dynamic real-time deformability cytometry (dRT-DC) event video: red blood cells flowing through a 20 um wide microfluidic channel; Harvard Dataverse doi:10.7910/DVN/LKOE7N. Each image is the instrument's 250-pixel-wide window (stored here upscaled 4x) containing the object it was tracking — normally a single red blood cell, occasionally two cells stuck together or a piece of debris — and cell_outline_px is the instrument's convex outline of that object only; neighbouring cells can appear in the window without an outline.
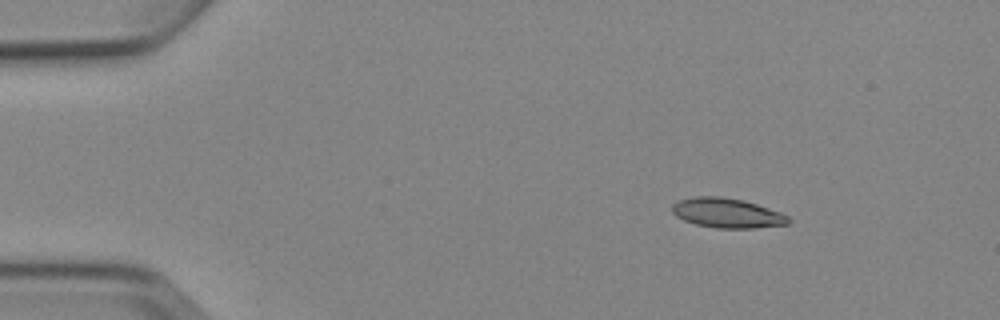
{"species": "Egyptian fruit bat (a non-hibernating species)", "species_latin": "Rousettus aegyptiacus", "temperature_condition": "cold", "stored_images_in_passage": 8, "camera_frame_rate_fps": 3000, "um_per_image_px": 0.085, "animal": {"sex": "female"}, "frame": {"image": 1, "passage_image": 2, "time_ms": 2.0, "image_size_px": [1000, 320], "cell_outline_px": [[792, 220], [788, 224], [756, 228], [716, 228], [696, 224], [684, 220], [676, 216], [672, 212], [672, 204], [680, 200], [696, 196], [720, 196], [744, 200], [780, 212], [788, 216]], "centroid_in_image_um": [61.81, 18.11], "position_along_channel_um": 23.2, "area_um2": 20.11}}
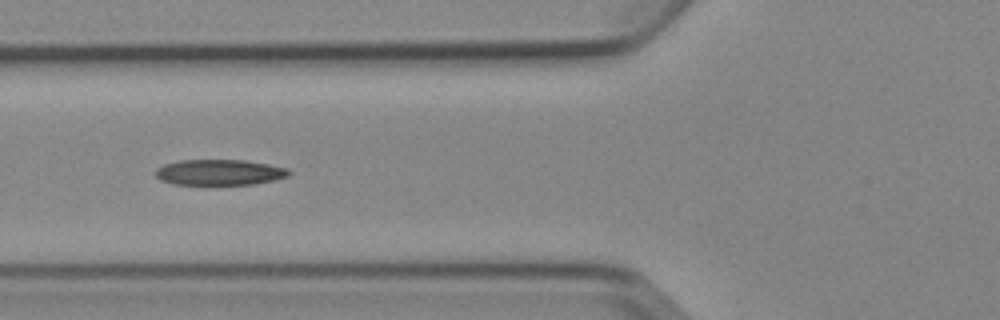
{"frame": {"image": 2, "passage_image": 6, "time_ms": 6.333, "image_size_px": [1000, 320], "cell_outline_px": [[292, 172], [288, 176], [276, 180], [256, 184], [172, 184], [160, 180], [156, 176], [156, 168], [164, 164], [180, 160], [244, 160], [268, 164], [288, 168]], "centroid_in_image_um": [18.68, 14.64], "position_along_channel_um": 107.1, "area_um2": 20.06}}
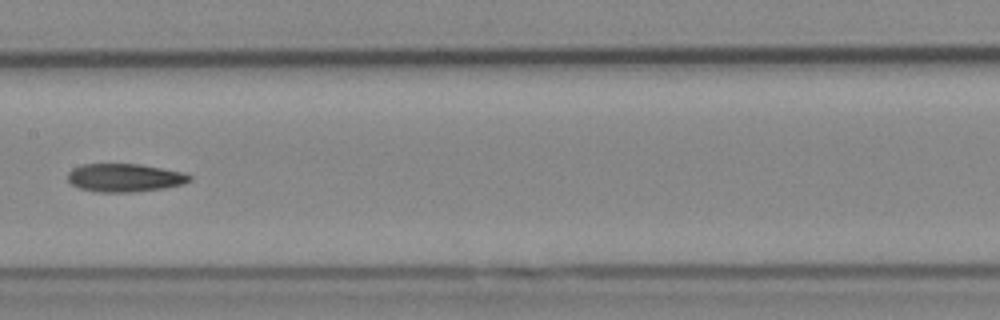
{"frame": {"image": 3, "passage_image": 8, "time_ms": 8.667, "image_size_px": [1000, 320], "cell_outline_px": [[192, 180], [184, 184], [164, 188], [132, 192], [96, 192], [80, 188], [72, 184], [68, 180], [68, 172], [72, 168], [80, 164], [140, 164], [184, 172], [192, 176]], "centroid_in_image_um": [10.61, 15.1], "position_along_channel_um": 196.8, "area_um2": 20.17}}